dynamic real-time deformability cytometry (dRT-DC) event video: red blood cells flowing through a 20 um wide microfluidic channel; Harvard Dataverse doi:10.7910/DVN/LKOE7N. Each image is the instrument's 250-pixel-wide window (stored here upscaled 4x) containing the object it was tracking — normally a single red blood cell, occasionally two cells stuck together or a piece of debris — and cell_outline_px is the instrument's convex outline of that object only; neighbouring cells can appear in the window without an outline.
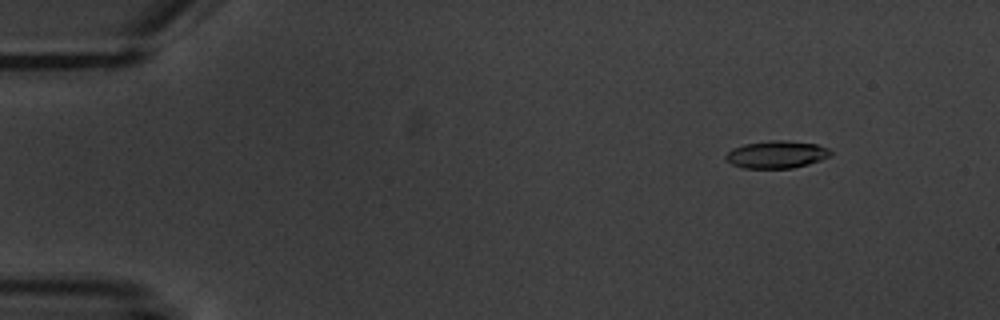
{"species": "common noctule bat (a hibernating species)", "species_latin": "Nyctalus noctula", "temperature_condition": "warm", "stored_images_in_passage": 5, "camera_frame_rate_fps": 3000, "um_per_image_px": 0.085, "animal": {"sex": "male", "body_mass_g": 20.1, "forearm_length_mm": 53.5}, "frame": {"image": 1, "passage_image": 2, "time_ms": 2.0, "image_size_px": [1000, 320], "cell_outline_px": [[832, 156], [808, 164], [792, 168], [744, 168], [732, 164], [724, 160], [724, 156], [732, 148], [744, 144], [772, 140], [788, 140], [816, 144], [828, 148], [832, 152]], "centroid_in_image_um": [66.0, 13.13], "position_along_channel_um": 19.0, "area_um2": 16.88}}
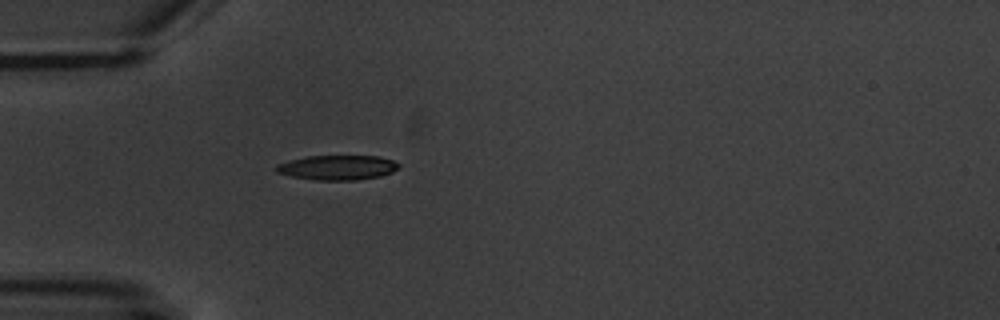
{"frame": {"image": 2, "passage_image": 5, "time_ms": 5.667, "image_size_px": [1000, 320], "cell_outline_px": [[400, 168], [392, 172], [380, 176], [356, 180], [312, 180], [292, 176], [276, 172], [276, 164], [288, 160], [308, 156], [380, 156], [392, 160], [400, 164]], "centroid_in_image_um": [28.69, 14.24], "position_along_channel_um": 56.3, "area_um2": 17.74}}